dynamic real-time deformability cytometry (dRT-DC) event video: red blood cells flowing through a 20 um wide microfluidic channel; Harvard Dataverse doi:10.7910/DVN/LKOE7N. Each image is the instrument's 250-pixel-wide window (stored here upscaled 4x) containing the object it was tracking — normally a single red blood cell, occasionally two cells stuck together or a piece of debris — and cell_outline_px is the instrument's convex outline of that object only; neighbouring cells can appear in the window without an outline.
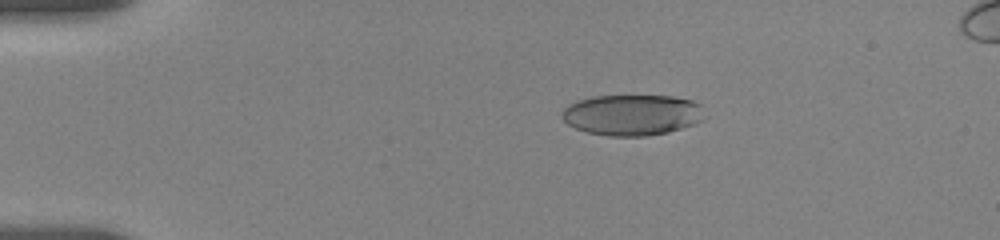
{"species": "human", "species_latin": "Homo sapiens", "temperature_condition": "room temperature", "stored_images_in_passage": 53, "camera_frame_rate_fps": 3000, "um_per_image_px": 0.085, "donor": {"sex": "female"}, "frame": {"image": 1, "passage_image": 1, "time_ms": 0.0, "image_size_px": [1000, 240], "cell_outline_px": [[700, 120], [692, 124], [668, 132], [644, 136], [608, 136], [584, 132], [568, 124], [560, 116], [560, 112], [568, 104], [576, 100], [592, 96], [672, 96], [692, 100], [700, 104]], "centroid_in_image_um": [53.62, 9.76], "position_along_channel_um": 31.4, "area_um2": 33.81}}
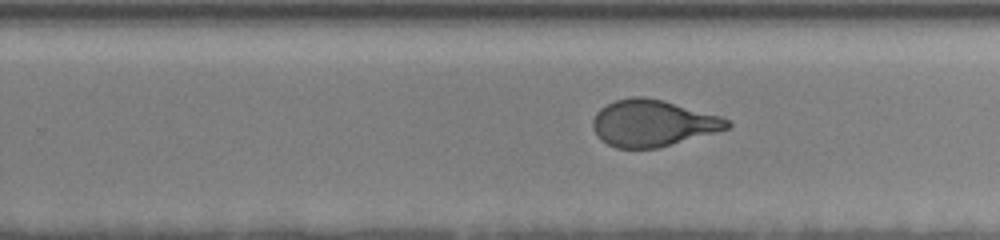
{"frame": {"image": 2, "passage_image": 31, "time_ms": 8.333, "image_size_px": [1000, 240], "cell_outline_px": [[732, 124], [728, 128], [716, 132], [672, 144], [656, 148], [616, 148], [600, 140], [596, 136], [592, 128], [592, 120], [596, 112], [600, 108], [616, 100], [632, 96], [644, 96], [664, 100], [720, 116], [728, 120]], "centroid_in_image_um": [55.44, 10.46], "position_along_channel_um": 274.4, "area_um2": 36.47}}
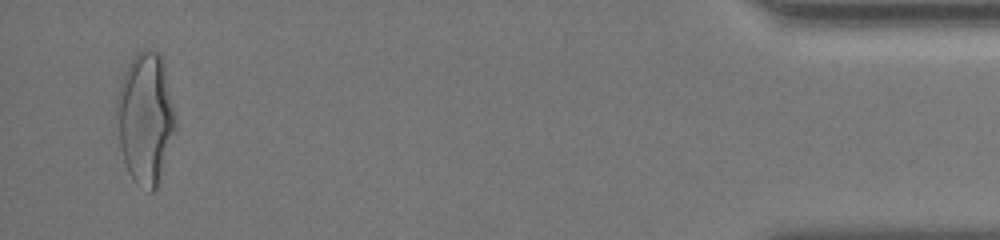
{"frame": {"image": 3, "passage_image": 51, "time_ms": 14.333, "image_size_px": [1000, 240], "cell_outline_px": [[176, 128], [156, 188], [152, 192], [148, 192], [136, 184], [132, 180], [128, 172], [120, 148], [116, 116], [116, 104], [124, 72], [132, 56], [136, 52], [144, 48], [152, 48], [160, 52], [164, 60], [176, 112]], "centroid_in_image_um": [12.38, 9.99], "position_along_channel_um": 422.8, "area_um2": 45.6}, "authors_computed_cell_mechanics": {"area_um2": 37.2232, "velocity_mm_per_s": 3.6493, "shape_relaxation_time_tau1_ms": 4.8643, "shape_relaxation_time_tau2_ms": 0.7846, "deformation_change_tau1": 0.1959, "deformation_change_tau2": 0.0794}}